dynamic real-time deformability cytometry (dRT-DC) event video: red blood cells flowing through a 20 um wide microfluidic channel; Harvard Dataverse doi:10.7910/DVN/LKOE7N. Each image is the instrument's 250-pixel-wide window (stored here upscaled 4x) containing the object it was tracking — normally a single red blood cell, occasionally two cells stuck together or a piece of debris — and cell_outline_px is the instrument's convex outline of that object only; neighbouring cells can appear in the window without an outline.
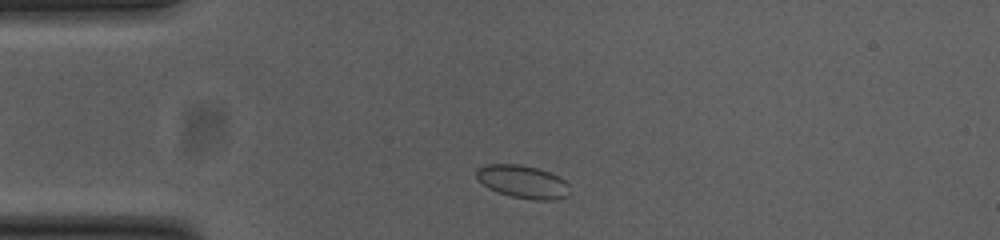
{"species": "common noctule bat (a hibernating species)", "species_latin": "Nyctalus noctula", "temperature_condition": "cold", "stored_images_in_passage": 44, "camera_frame_rate_fps": 3000, "um_per_image_px": 0.085, "animal": {"sex": "female", "body_mass_g": 23.0, "forearm_length_mm": 53.4}, "frame": {"image": 1, "passage_image": 3, "time_ms": 0.667, "image_size_px": [1000, 240], "cell_outline_px": [[568, 196], [552, 200], [532, 200], [512, 196], [488, 188], [476, 176], [476, 168], [488, 164], [520, 164], [536, 168], [548, 172], [564, 180], [568, 184]], "centroid_in_image_um": [44.43, 15.44], "position_along_channel_um": 40.6, "area_um2": 17.63}}
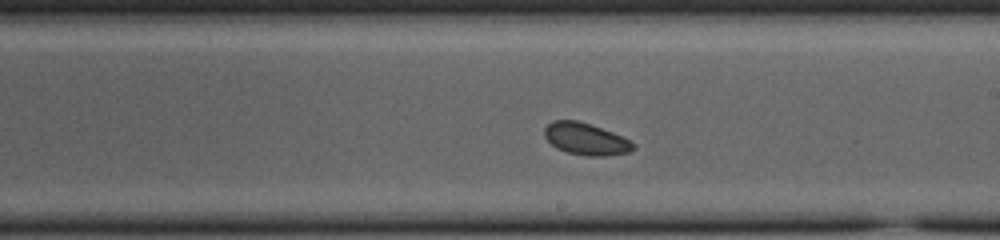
{"frame": {"image": 2, "passage_image": 21, "time_ms": 6.667, "image_size_px": [1000, 240], "cell_outline_px": [[636, 148], [628, 152], [608, 156], [584, 156], [568, 152], [556, 148], [544, 136], [544, 128], [552, 120], [576, 120], [592, 124], [632, 140], [636, 144]], "centroid_in_image_um": [49.82, 11.81], "position_along_channel_um": 239.2, "area_um2": 16.76}}
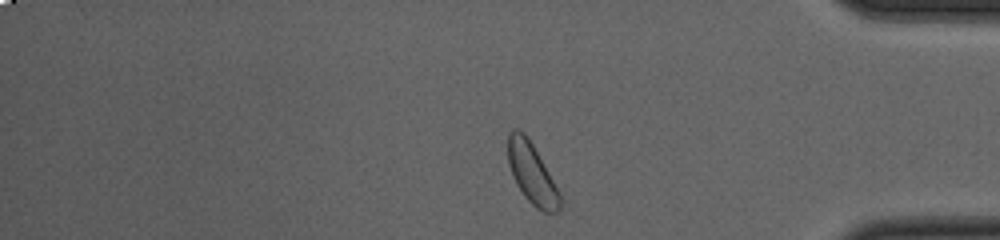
{"frame": {"image": 3, "passage_image": 35, "time_ms": 11.333, "image_size_px": [1000, 240], "cell_outline_px": [[560, 208], [556, 212], [544, 212], [536, 208], [524, 196], [516, 184], [512, 176], [508, 164], [508, 132], [512, 128], [516, 128], [524, 132], [528, 136], [560, 192]], "centroid_in_image_um": [45.18, 14.71], "position_along_channel_um": 390.0, "area_um2": 18.44}, "authors_computed_cell_mechanics": {"area_um2": 16.8487, "velocity_mm_per_s": 3.7478, "shape_relaxation_time_tau1_ms": null, "shape_relaxation_time_tau2_ms": 3.3692, "deformation_change_tau1": null, "deformation_change_tau2": 0.0481}}